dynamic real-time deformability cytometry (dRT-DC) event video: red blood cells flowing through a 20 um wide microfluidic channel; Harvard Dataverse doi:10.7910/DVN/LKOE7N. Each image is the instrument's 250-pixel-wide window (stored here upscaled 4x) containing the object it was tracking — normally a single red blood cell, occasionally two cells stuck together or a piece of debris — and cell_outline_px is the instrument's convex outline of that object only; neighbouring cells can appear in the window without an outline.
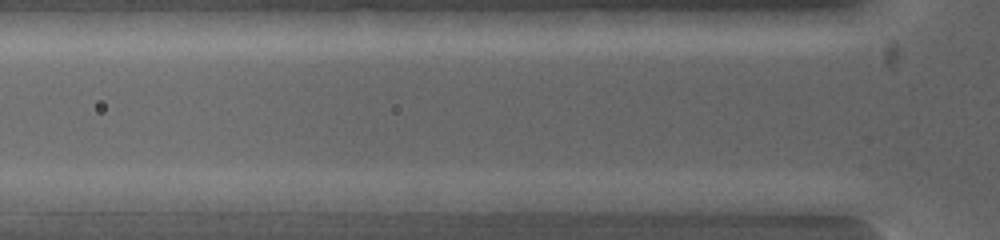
{"species": "common noctule bat (a hibernating species)", "species_latin": "Nyctalus noctula", "temperature_condition": "warm", "stored_images_in_passage": 3, "segment_of_instrument_passage": [2, 2], "camera_frame_rate_fps": 5000, "um_per_image_px": 0.085, "animal": {"sex": "female", "body_mass_g": 19.0, "forearm_length_mm": 53.3}, "frame": {"image": 1, "passage_image": 3, "time_ms": 1.0, "image_size_px": [1000, 240], "cell_outline_px": [[788, 200], [784, 216], [776, 220], [664, 208], [620, 200], [712, 192], [772, 192]], "centroid_in_image_um": [61.52, 17.32], "position_along_channel_um": 64.3, "area_um2": 20.46}}